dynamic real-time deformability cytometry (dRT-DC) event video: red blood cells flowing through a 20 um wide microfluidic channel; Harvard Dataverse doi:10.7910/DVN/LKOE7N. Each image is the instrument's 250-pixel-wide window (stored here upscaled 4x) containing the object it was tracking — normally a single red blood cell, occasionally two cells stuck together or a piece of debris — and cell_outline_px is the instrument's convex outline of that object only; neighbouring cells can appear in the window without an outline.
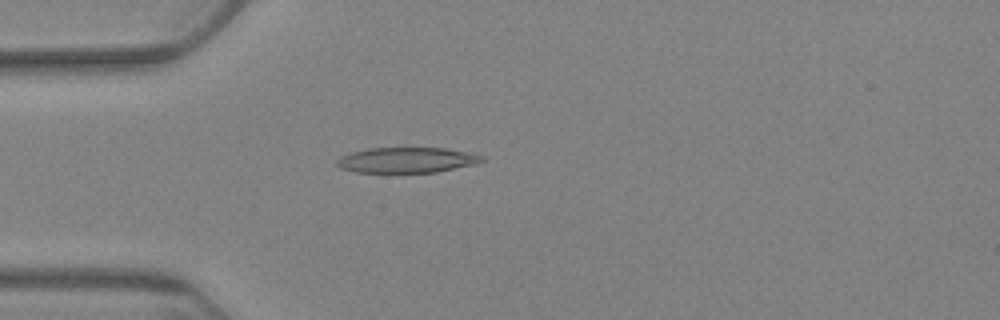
{"species": "Egyptian fruit bat (a non-hibernating species)", "species_latin": "Rousettus aegyptiacus", "temperature_condition": "warm", "stored_images_in_passage": 4, "camera_frame_rate_fps": 3000, "um_per_image_px": 0.085, "animal": {"sex": "female"}, "frame": {"image": 1, "passage_image": 3, "time_ms": 2.333, "image_size_px": [1000, 320], "cell_outline_px": [[484, 160], [476, 164], [436, 172], [356, 172], [340, 168], [336, 164], [336, 160], [340, 156], [348, 152], [368, 148], [448, 148], [484, 156]], "centroid_in_image_um": [34.54, 13.6], "position_along_channel_um": 50.5, "area_um2": 21.56}}